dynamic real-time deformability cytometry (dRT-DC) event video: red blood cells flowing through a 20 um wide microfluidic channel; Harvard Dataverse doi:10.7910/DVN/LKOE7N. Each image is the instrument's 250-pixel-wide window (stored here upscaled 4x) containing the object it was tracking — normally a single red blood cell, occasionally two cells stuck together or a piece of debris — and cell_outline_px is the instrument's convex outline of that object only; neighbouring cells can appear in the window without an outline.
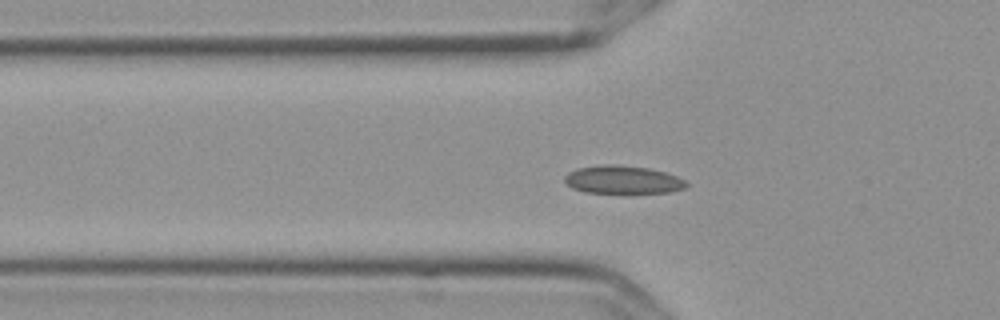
{"species": "Egyptian fruit bat (a non-hibernating species)", "species_latin": "Rousettus aegyptiacus", "temperature_condition": "cold", "stored_images_in_passage": 52, "camera_frame_rate_fps": 3000, "um_per_image_px": 0.085, "frame": {"image": 1, "passage_image": 13, "time_ms": 4.0, "image_size_px": [1000, 320], "cell_outline_px": [[688, 184], [684, 188], [672, 192], [584, 192], [572, 188], [564, 180], [564, 176], [568, 172], [576, 168], [604, 164], [616, 164], [648, 168], [664, 172], [676, 176], [684, 180]], "centroid_in_image_um": [52.9, 15.26], "position_along_channel_um": 72.9, "area_um2": 19.71}}
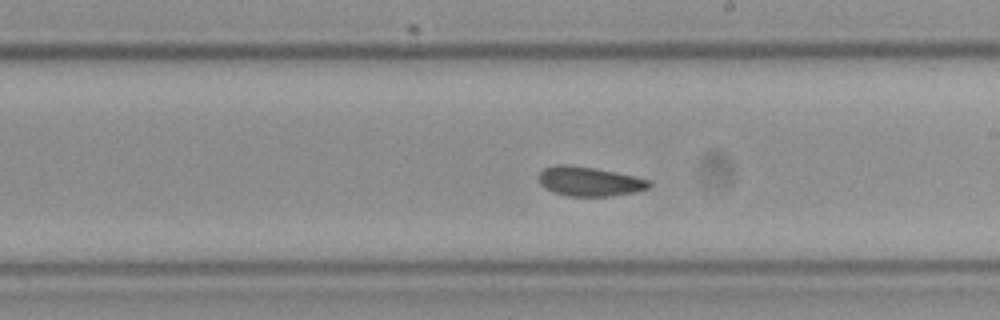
{"frame": {"image": 2, "passage_image": 27, "time_ms": 8.667, "image_size_px": [1000, 320], "cell_outline_px": [[652, 184], [648, 188], [636, 192], [612, 196], [568, 196], [552, 192], [544, 188], [540, 184], [540, 172], [544, 168], [556, 164], [564, 164], [596, 168], [616, 172], [652, 180]], "centroid_in_image_um": [50.12, 15.42], "position_along_channel_um": 238.9, "area_um2": 19.07}}
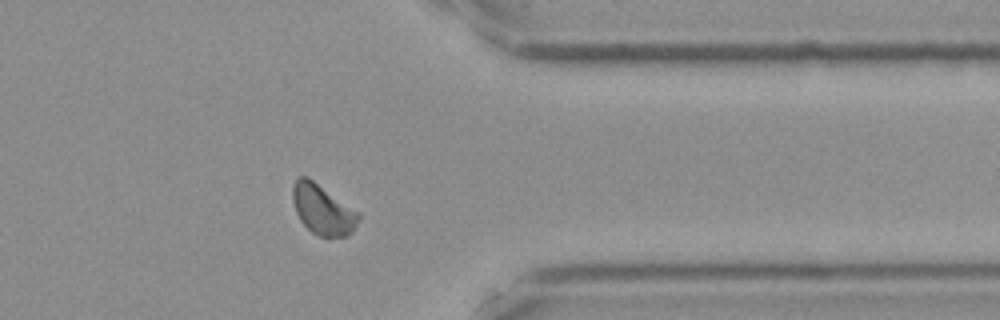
{"frame": {"image": 3, "passage_image": 40, "time_ms": 13.0, "image_size_px": [1000, 320], "cell_outline_px": [[360, 216], [352, 232], [348, 236], [328, 240], [312, 232], [300, 220], [296, 212], [292, 200], [292, 184], [300, 176], [308, 176], [360, 212]], "centroid_in_image_um": [27.44, 17.83], "position_along_channel_um": 384.0, "area_um2": 19.71}, "authors_computed_cell_mechanics": {"area_um2": 19.1896, "velocity_mm_per_s": 3.5468, "shape_relaxation_time_tau1_ms": 8.6431, "shape_relaxation_time_tau2_ms": null, "deformation_change_tau1": 0.0819, "deformation_change_tau2": null}}